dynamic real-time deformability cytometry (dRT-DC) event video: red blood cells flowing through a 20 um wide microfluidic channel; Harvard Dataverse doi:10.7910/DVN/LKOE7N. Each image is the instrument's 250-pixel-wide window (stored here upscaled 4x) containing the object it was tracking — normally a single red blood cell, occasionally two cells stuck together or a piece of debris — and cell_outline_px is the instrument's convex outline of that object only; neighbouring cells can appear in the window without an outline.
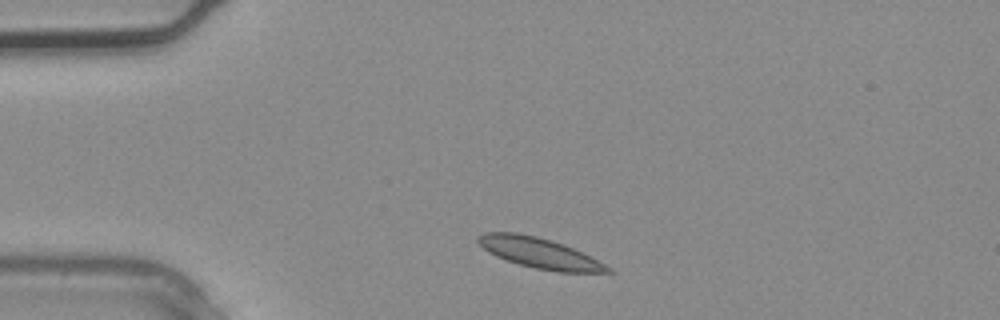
{"species": "common noctule bat (a hibernating species)", "species_latin": "Nyctalus noctula", "temperature_condition": "warm", "stored_images_in_passage": 2, "segment_of_instrument_passage": [2, 2], "camera_frame_rate_fps": 3000, "um_per_image_px": 0.085, "animal": {"sex": "male", "body_mass_g": 20.4}, "frame": {"image": 1, "passage_image": 2, "time_ms": 0.333, "image_size_px": [1000, 320], "cell_outline_px": [[616, 272], [560, 272], [536, 268], [520, 264], [496, 256], [488, 252], [476, 240], [476, 236], [484, 232], [516, 232], [536, 236], [552, 240], [564, 244], [612, 268]], "centroid_in_image_um": [45.82, 21.49], "position_along_channel_um": 39.2, "area_um2": 22.66}}